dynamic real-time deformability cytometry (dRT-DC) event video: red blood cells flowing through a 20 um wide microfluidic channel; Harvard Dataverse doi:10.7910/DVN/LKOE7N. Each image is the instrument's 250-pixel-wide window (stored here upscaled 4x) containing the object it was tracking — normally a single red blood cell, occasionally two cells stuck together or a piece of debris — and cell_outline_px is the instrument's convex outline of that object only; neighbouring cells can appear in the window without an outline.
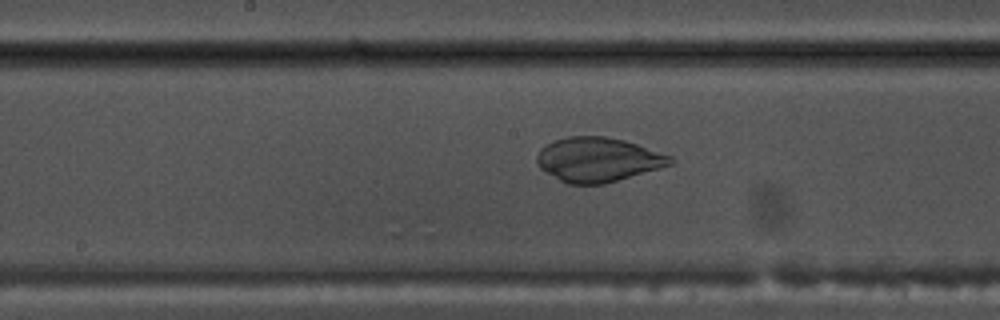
{"species": "common noctule bat (a hibernating species)", "species_latin": "Nyctalus noctula", "temperature_condition": "warm", "stored_images_in_passage": 41, "camera_frame_rate_fps": 3000, "um_per_image_px": 0.085, "animal": {"sex": "male", "body_mass_g": 17.5, "forearm_length_mm": 52.3}, "frame": {"image": 1, "passage_image": 15, "time_ms": 4.667, "image_size_px": [1000, 320], "cell_outline_px": [[676, 160], [672, 164], [660, 168], [604, 184], [568, 184], [560, 180], [540, 168], [536, 160], [536, 156], [540, 148], [552, 140], [568, 136], [604, 136], [624, 140], [672, 156]], "centroid_in_image_um": [50.82, 13.56], "position_along_channel_um": 197.4, "area_um2": 34.51}}
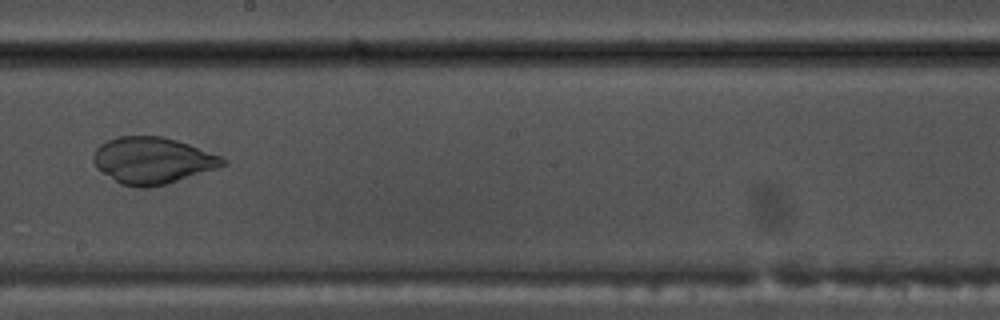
{"frame": {"image": 2, "passage_image": 18, "time_ms": 5.667, "image_size_px": [1000, 320], "cell_outline_px": [[228, 164], [216, 168], [164, 184], [144, 188], [140, 188], [120, 184], [96, 168], [92, 160], [92, 156], [96, 148], [100, 144], [108, 140], [120, 136], [160, 136], [176, 140], [188, 144], [220, 156], [228, 160]], "centroid_in_image_um": [12.92, 13.64], "position_along_channel_um": 235.3, "area_um2": 34.8}}
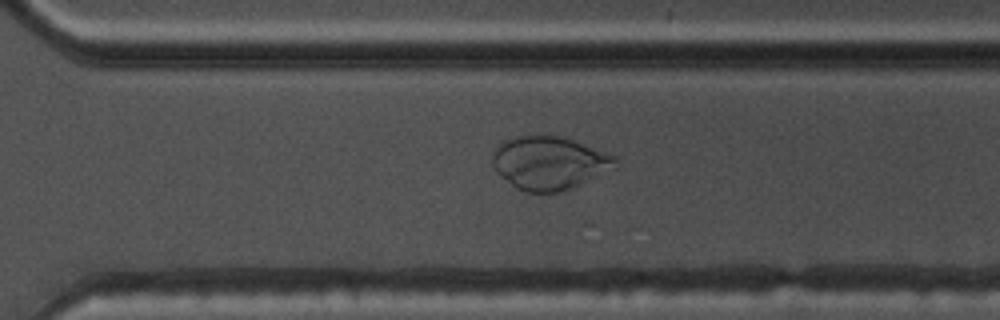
{"frame": {"image": 3, "passage_image": 25, "time_ms": 8.0, "image_size_px": [1000, 320], "cell_outline_px": [[620, 164], [616, 168], [572, 188], [556, 192], [524, 192], [516, 188], [500, 176], [496, 172], [492, 164], [492, 152], [504, 140], [516, 136], [560, 136], [608, 152], [616, 156]], "centroid_in_image_um": [46.71, 13.86], "position_along_channel_um": 323.9, "area_um2": 38.32}}